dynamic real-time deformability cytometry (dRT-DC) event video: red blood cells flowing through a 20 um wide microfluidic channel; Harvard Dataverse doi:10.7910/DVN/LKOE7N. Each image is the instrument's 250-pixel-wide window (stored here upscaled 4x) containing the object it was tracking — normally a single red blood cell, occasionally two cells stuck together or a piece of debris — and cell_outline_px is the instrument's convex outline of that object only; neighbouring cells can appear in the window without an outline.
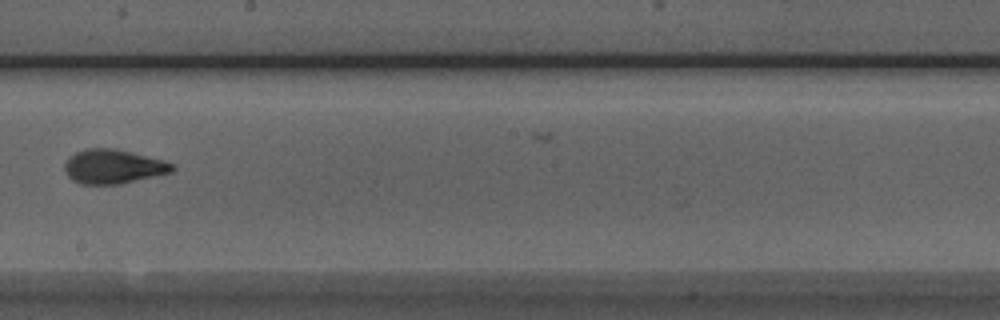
{"species": "Egyptian fruit bat (a non-hibernating species)", "species_latin": "Rousettus aegyptiacus", "temperature_condition": "room temperature", "stored_images_in_passage": 11, "camera_frame_rate_fps": 3000, "um_per_image_px": 0.085, "animal": {"sex": "male"}, "frame": {"image": 1, "passage_image": 9, "time_ms": 2.667, "image_size_px": [1000, 320], "cell_outline_px": [[176, 168], [172, 172], [120, 184], [80, 184], [72, 180], [68, 176], [64, 168], [64, 164], [76, 152], [84, 148], [116, 148], [164, 160], [172, 164]], "centroid_in_image_um": [9.63, 14.15], "position_along_channel_um": 238.6, "area_um2": 21.44}}
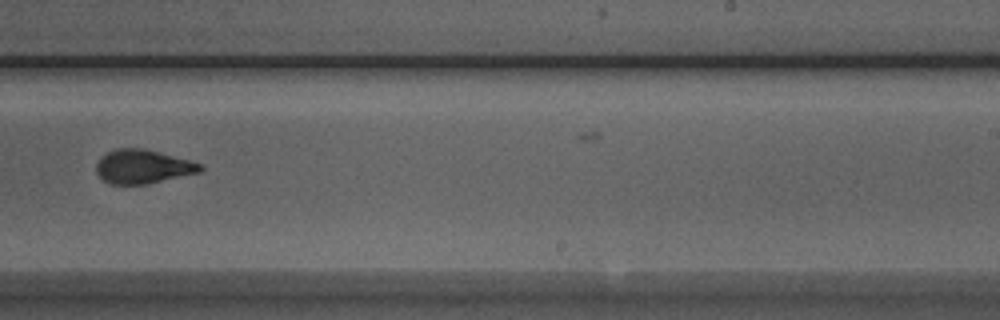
{"frame": {"image": 2, "passage_image": 10, "time_ms": 3.0, "image_size_px": [1000, 320], "cell_outline_px": [[204, 168], [200, 172], [148, 184], [108, 184], [96, 172], [96, 164], [108, 152], [116, 148], [144, 148], [160, 152], [188, 160], [200, 164]], "centroid_in_image_um": [12.14, 14.17], "position_along_channel_um": 276.9, "area_um2": 20.35}}